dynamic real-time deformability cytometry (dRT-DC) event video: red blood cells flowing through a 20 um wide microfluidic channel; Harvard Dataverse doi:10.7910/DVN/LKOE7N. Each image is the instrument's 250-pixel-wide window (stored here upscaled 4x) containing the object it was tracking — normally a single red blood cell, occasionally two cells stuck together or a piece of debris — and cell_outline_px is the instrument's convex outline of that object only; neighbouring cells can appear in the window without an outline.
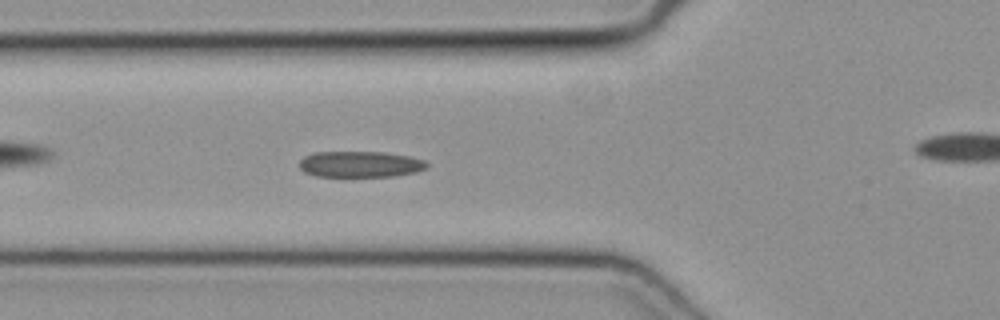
{"species": "common noctule bat (a hibernating species)", "species_latin": "Nyctalus noctula", "temperature_condition": "cold", "stored_images_in_passage": 45, "camera_frame_rate_fps": 3000, "um_per_image_px": 0.085, "animal": {"sex": "female", "body_mass_g": 19.3, "forearm_length_mm": 54.1}, "frame": {"image": 1, "passage_image": 18, "time_ms": 5.667, "image_size_px": [1000, 320], "cell_outline_px": [[428, 168], [416, 172], [396, 176], [316, 176], [304, 172], [300, 168], [300, 160], [304, 156], [316, 152], [384, 152], [408, 156], [424, 160], [428, 164]], "centroid_in_image_um": [30.63, 13.96], "position_along_channel_um": 95.2, "area_um2": 19.36}}
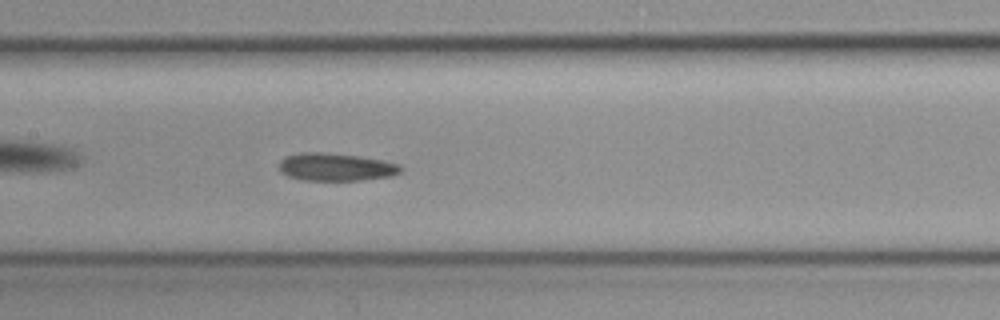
{"frame": {"image": 2, "passage_image": 24, "time_ms": 7.667, "image_size_px": [1000, 320], "cell_outline_px": [[404, 168], [400, 172], [392, 176], [360, 180], [300, 180], [288, 176], [280, 172], [280, 160], [284, 156], [300, 152], [320, 152], [356, 156], [380, 160], [400, 164]], "centroid_in_image_um": [28.52, 14.2], "position_along_channel_um": 178.9, "area_um2": 19.65}}
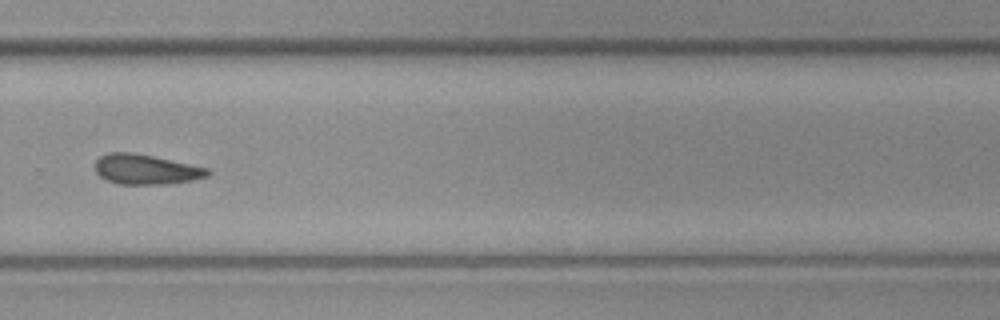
{"frame": {"image": 3, "passage_image": 34, "time_ms": 11.0, "image_size_px": [1000, 320], "cell_outline_px": [[212, 172], [208, 176], [192, 180], [168, 184], [116, 184], [100, 176], [96, 172], [96, 160], [100, 156], [108, 152], [132, 152], [152, 156], [208, 168]], "centroid_in_image_um": [12.4, 14.4], "position_along_channel_um": 317.4, "area_um2": 19.59}}